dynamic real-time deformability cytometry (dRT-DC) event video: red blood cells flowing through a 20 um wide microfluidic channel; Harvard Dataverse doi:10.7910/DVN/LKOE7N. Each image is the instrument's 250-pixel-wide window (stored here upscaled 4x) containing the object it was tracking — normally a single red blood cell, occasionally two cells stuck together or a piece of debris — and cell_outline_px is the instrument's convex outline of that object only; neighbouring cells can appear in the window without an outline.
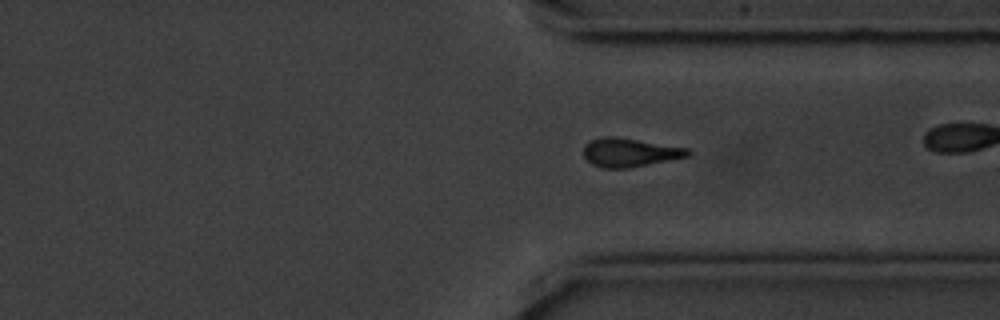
{"species": "common noctule bat (a hibernating species)", "species_latin": "Nyctalus noctula", "temperature_condition": "cold", "stored_images_in_passage": 52, "camera_frame_rate_fps": 3000, "um_per_image_px": 0.085, "animal": {"sex": "male", "body_mass_g": 20.1, "forearm_length_mm": 53.5}, "frame": {"image": 1, "passage_image": 37, "time_ms": 12.0, "image_size_px": [1000, 320], "cell_outline_px": [[692, 152], [688, 156], [628, 168], [600, 168], [592, 164], [584, 156], [584, 144], [588, 140], [604, 136], [612, 136], [688, 148]], "centroid_in_image_um": [53.47, 12.95], "position_along_channel_um": 357.9, "area_um2": 17.28}, "authors_computed_cell_mechanics": {"area_um2": 17.6868, "velocity_mm_per_s": 3.5579, "shape_relaxation_time_tau1_ms": 3.9938, "shape_relaxation_time_tau2_ms": null, "deformation_change_tau1": 0.1737, "deformation_change_tau2": null}}